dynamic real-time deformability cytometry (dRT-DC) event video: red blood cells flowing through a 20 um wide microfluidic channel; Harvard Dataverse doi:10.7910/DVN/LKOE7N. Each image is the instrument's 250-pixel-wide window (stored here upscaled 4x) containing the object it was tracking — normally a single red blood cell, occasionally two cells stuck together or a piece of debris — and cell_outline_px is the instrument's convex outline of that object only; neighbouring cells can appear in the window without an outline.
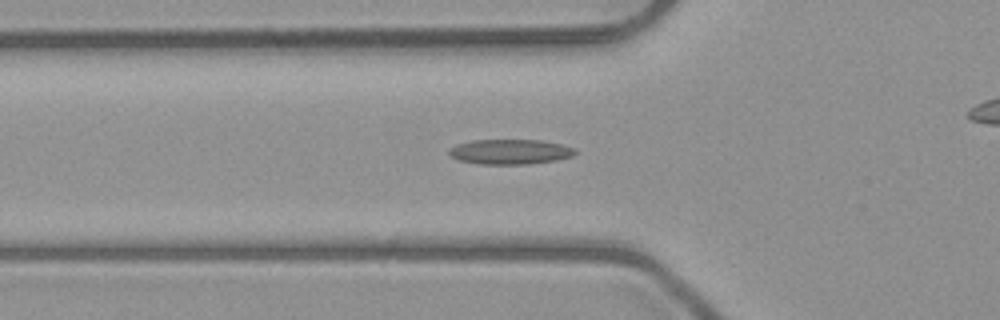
{"species": "common noctule bat (a hibernating species)", "species_latin": "Nyctalus noctula", "temperature_condition": "room temperature", "stored_images_in_passage": 45, "camera_frame_rate_fps": 3000, "um_per_image_px": 0.085, "animal": {"sex": "male", "body_mass_g": 23.1, "forearm_length_mm": 52.7}, "frame": {"image": 1, "passage_image": 18, "time_ms": 5.667, "image_size_px": [1000, 320], "cell_outline_px": [[576, 152], [572, 156], [556, 160], [528, 164], [480, 164], [460, 160], [452, 156], [448, 152], [448, 148], [456, 144], [472, 140], [540, 140], [560, 144], [572, 148]], "centroid_in_image_um": [43.32, 12.89], "position_along_channel_um": 82.5, "area_um2": 18.21}}
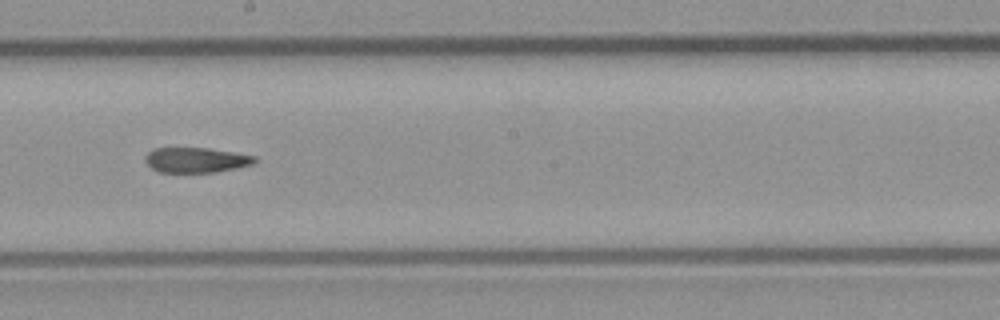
{"frame": {"image": 2, "passage_image": 29, "time_ms": 9.333, "image_size_px": [1000, 320], "cell_outline_px": [[256, 160], [252, 164], [212, 172], [160, 172], [152, 168], [144, 160], [144, 156], [148, 152], [156, 148], [208, 148], [256, 156]], "centroid_in_image_um": [16.62, 13.59], "position_along_channel_um": 231.6, "area_um2": 15.72}}
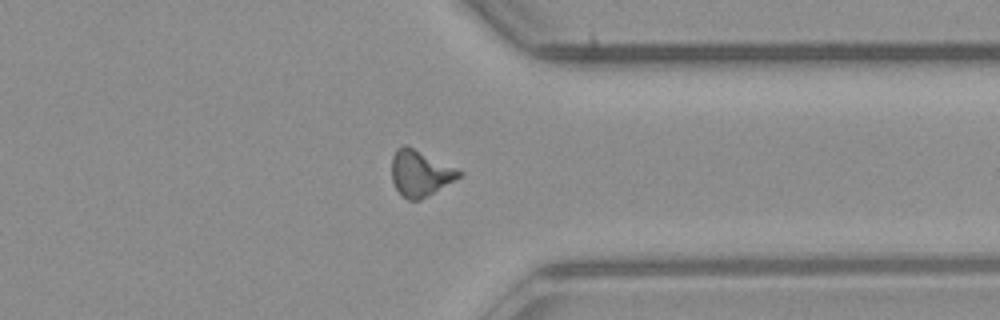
{"frame": {"image": 3, "passage_image": 40, "time_ms": 13.0, "image_size_px": [1000, 320], "cell_outline_px": [[464, 172], [460, 176], [420, 200], [408, 200], [396, 188], [392, 180], [392, 156], [396, 148], [404, 144]], "centroid_in_image_um": [35.67, 14.72], "position_along_channel_um": 375.7, "area_um2": 17.51}}